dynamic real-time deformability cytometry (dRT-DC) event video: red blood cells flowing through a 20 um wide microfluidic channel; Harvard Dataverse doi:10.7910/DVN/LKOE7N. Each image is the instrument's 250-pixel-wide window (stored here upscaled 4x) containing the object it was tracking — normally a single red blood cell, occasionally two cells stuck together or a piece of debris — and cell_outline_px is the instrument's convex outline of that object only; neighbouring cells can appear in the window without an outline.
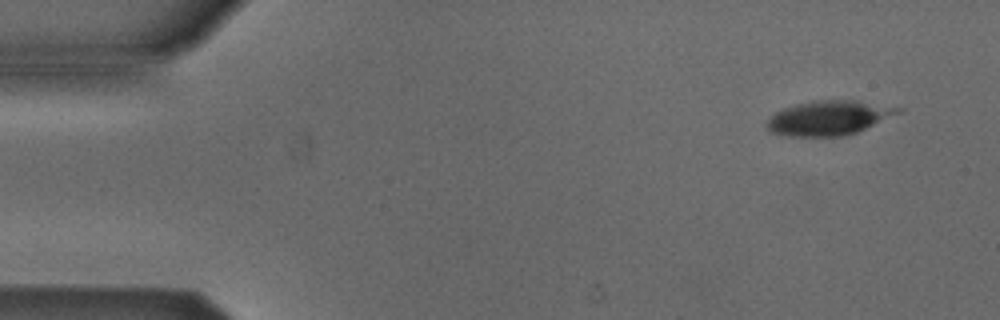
{"species": "Egyptian fruit bat (a non-hibernating species)", "species_latin": "Rousettus aegyptiacus", "temperature_condition": "cold", "stored_images_in_passage": 4, "camera_frame_rate_fps": 3000, "um_per_image_px": 0.085, "animal": {"sex": "male"}, "frame": {"image": 1, "passage_image": 1, "time_ms": 0.0, "image_size_px": [1000, 320], "cell_outline_px": [[904, 108], [900, 112], [856, 132], [840, 136], [792, 136], [772, 132], [768, 128], [768, 120], [776, 112], [784, 108], [796, 104], [812, 100], [856, 100]], "centroid_in_image_um": [70.46, 10.0], "position_along_channel_um": 14.5, "area_um2": 25.84}}